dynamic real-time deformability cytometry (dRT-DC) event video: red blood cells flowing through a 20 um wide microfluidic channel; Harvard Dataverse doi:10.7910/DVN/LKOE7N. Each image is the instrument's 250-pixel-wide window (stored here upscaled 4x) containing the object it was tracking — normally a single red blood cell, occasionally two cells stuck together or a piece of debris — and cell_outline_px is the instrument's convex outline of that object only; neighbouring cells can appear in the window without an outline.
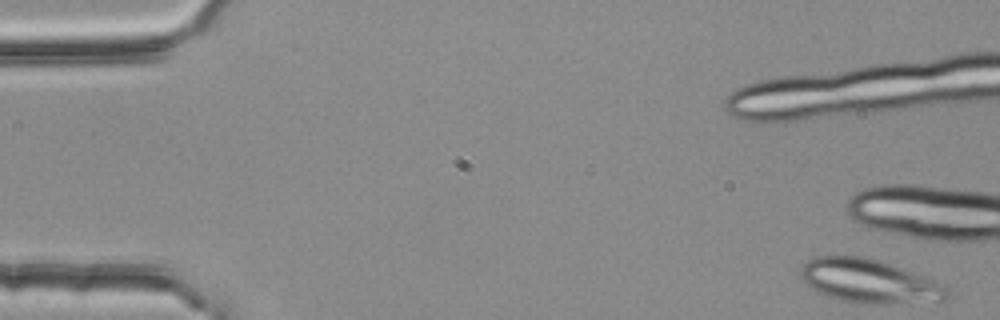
{"species": "common noctule bat (a hibernating species)", "species_latin": "Nyctalus noctula", "temperature_condition": "room temperature", "stored_images_in_passage": 7, "camera_frame_rate_fps": 3000, "um_per_image_px": 0.085, "animal": {"sex": "female", "body_mass_g": 25.1}, "frame": {"image": 1, "passage_image": 1, "time_ms": 0.0, "image_size_px": [1000, 320], "cell_outline_px": [[948, 296], [944, 300], [888, 304], [856, 304], [840, 300], [816, 292], [800, 280], [800, 268], [812, 256], [868, 256], [892, 264], [948, 284]], "centroid_in_image_um": [73.88, 23.9], "position_along_channel_um": 11.1, "area_um2": 38.15}}